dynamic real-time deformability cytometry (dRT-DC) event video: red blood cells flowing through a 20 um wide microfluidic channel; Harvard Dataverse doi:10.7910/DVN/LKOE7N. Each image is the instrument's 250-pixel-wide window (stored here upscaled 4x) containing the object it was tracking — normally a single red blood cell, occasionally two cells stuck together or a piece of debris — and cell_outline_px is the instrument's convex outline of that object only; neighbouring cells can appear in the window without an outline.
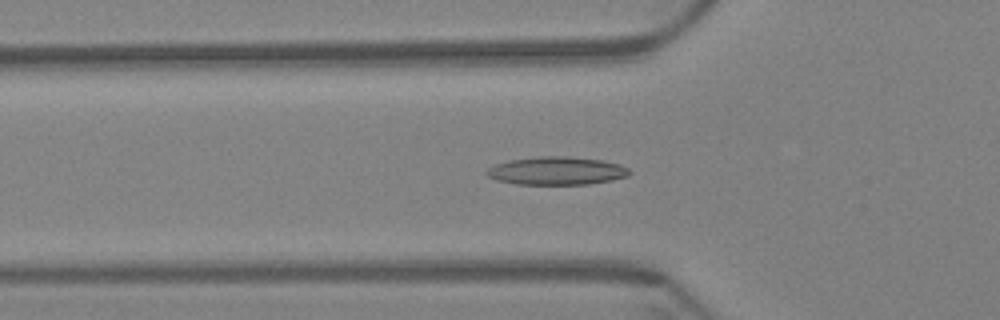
{"species": "Egyptian fruit bat (a non-hibernating species)", "species_latin": "Rousettus aegyptiacus", "temperature_condition": "warm", "stored_images_in_passage": 60, "camera_frame_rate_fps": 3000, "um_per_image_px": 0.085, "animal": {"sex": "female"}, "frame": {"image": 1, "passage_image": 21, "time_ms": 6.667, "image_size_px": [1000, 320], "cell_outline_px": [[632, 172], [628, 176], [612, 180], [588, 184], [516, 184], [496, 180], [488, 176], [484, 172], [488, 168], [496, 164], [508, 160], [540, 156], [568, 156], [600, 160], [620, 164], [628, 168]], "centroid_in_image_um": [47.31, 14.52], "position_along_channel_um": 78.5, "area_um2": 23.41}}
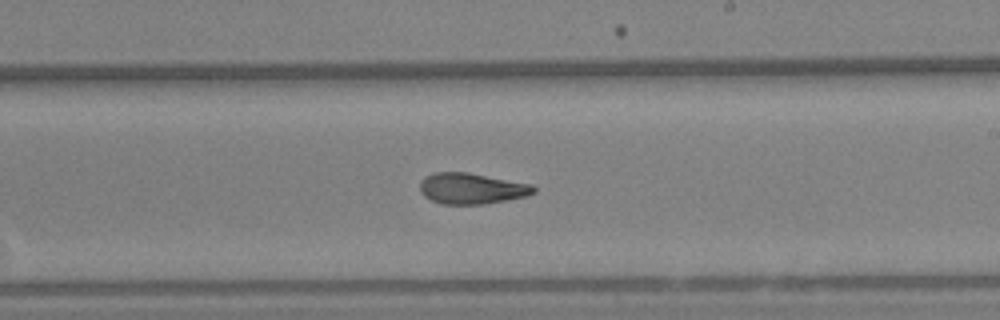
{"frame": {"image": 2, "passage_image": 36, "time_ms": 11.667, "image_size_px": [1000, 320], "cell_outline_px": [[536, 192], [528, 196], [484, 204], [440, 204], [424, 196], [420, 192], [420, 180], [424, 176], [436, 172], [468, 172], [532, 184], [536, 188]], "centroid_in_image_um": [40.09, 16.02], "position_along_channel_um": 248.9, "area_um2": 20.69}}
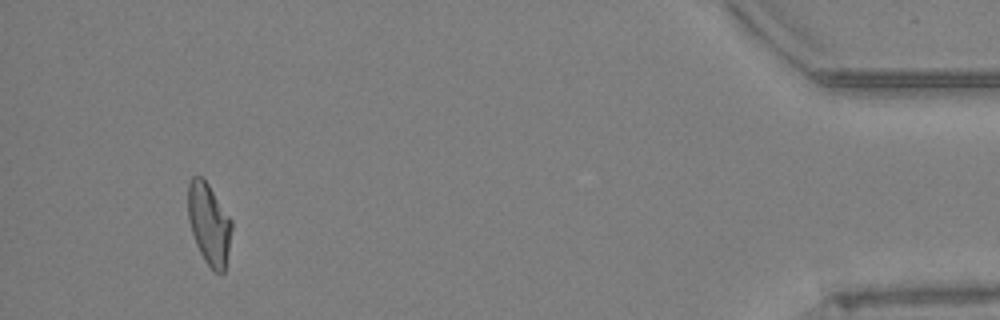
{"frame": {"image": 3, "passage_image": 57, "time_ms": 18.667, "image_size_px": [1000, 320], "cell_outline_px": [[232, 228], [224, 272], [216, 272], [204, 260], [196, 244], [188, 220], [188, 184], [192, 176], [200, 176], [208, 184], [232, 220]], "centroid_in_image_um": [17.75, 19.01], "position_along_channel_um": 417.4, "area_um2": 20.4}, "authors_computed_cell_mechanics": {"area_um2": 21.2126, "velocity_mm_per_s": 3.4102, "shape_relaxation_time_tau1_ms": null, "shape_relaxation_time_tau2_ms": 3.769, "deformation_change_tau1": null, "deformation_change_tau2": 0.1031}}